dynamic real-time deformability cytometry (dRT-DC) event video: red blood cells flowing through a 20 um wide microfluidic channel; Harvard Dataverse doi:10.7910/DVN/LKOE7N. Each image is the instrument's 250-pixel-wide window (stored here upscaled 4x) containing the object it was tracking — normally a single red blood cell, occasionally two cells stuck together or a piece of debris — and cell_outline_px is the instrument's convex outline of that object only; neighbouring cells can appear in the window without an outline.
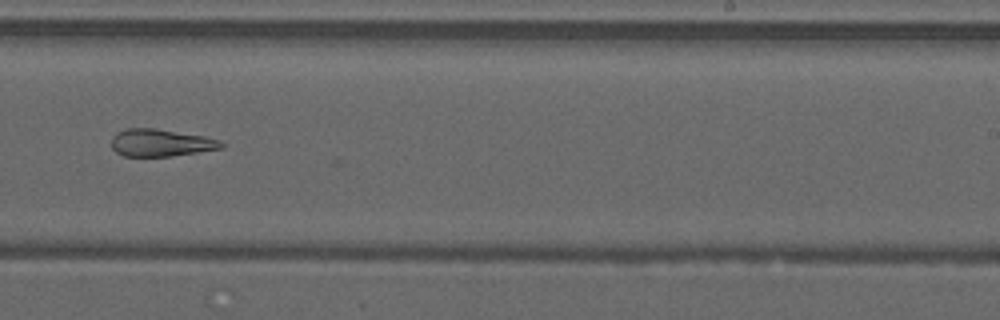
{"species": "common noctule bat (a hibernating species)", "species_latin": "Nyctalus noctula", "temperature_condition": "warm", "stored_images_in_passage": 19, "camera_frame_rate_fps": 3000, "um_per_image_px": 0.085, "animal": {"sex": "male", "forearm_length_mm": 52.5}, "frame": {"image": 1, "passage_image": 18, "time_ms": 5.667, "image_size_px": [1000, 320], "cell_outline_px": [[224, 148], [172, 156], [124, 156], [116, 152], [112, 148], [112, 136], [116, 132], [128, 128], [152, 128], [204, 136], [220, 140], [224, 144]], "centroid_in_image_um": [13.66, 12.14], "position_along_channel_um": 275.3, "area_um2": 17.46}}